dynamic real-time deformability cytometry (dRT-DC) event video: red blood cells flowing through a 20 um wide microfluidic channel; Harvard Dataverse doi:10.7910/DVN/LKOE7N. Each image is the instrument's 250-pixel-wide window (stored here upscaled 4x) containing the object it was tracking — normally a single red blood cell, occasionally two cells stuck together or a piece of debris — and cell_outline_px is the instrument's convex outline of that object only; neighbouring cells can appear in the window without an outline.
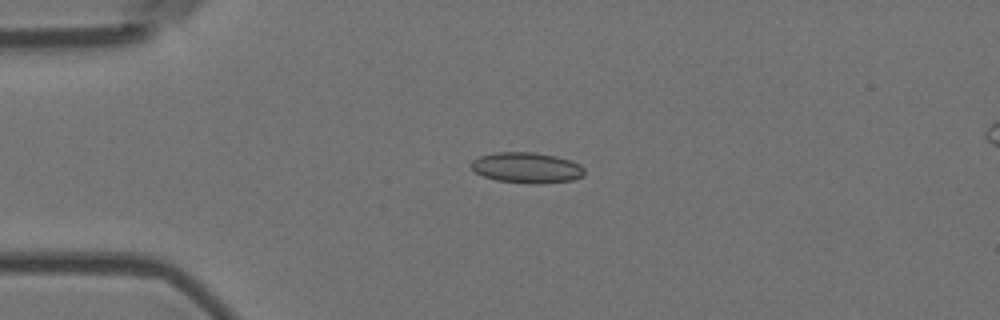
{"species": "Egyptian fruit bat (a non-hibernating species)", "species_latin": "Rousettus aegyptiacus", "temperature_condition": "room temperature", "stored_images_in_passage": 5, "camera_frame_rate_fps": 3000, "um_per_image_px": 0.085, "animal": {"sex": "female"}, "frame": {"image": 1, "passage_image": 3, "time_ms": 0.667, "image_size_px": [1000, 320], "cell_outline_px": [[584, 176], [572, 180], [544, 184], [528, 184], [496, 180], [484, 176], [476, 172], [472, 168], [472, 160], [480, 156], [496, 152], [536, 152], [556, 156], [580, 164], [584, 168]], "centroid_in_image_um": [44.8, 14.26], "position_along_channel_um": 40.2, "area_um2": 20.35}}